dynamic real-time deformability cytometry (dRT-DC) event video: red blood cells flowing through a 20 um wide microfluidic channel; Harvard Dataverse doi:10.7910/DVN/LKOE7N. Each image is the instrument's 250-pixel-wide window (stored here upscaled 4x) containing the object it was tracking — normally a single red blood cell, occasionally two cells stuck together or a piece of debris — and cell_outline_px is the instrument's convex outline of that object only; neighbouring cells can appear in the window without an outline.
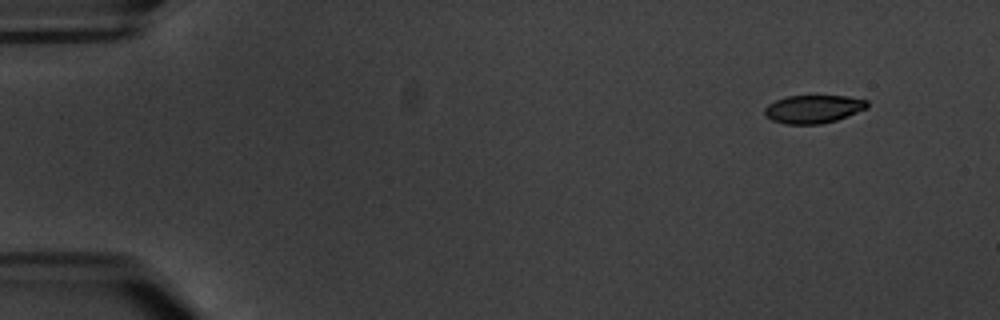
{"species": "common noctule bat (a hibernating species)", "species_latin": "Nyctalus noctula", "temperature_condition": "warm", "stored_images_in_passage": 9, "camera_frame_rate_fps": 3000, "um_per_image_px": 0.085, "animal": {"sex": "male", "body_mass_g": 20.1, "forearm_length_mm": 53.5}, "frame": {"image": 1, "passage_image": 1, "time_ms": 0.0, "image_size_px": [1000, 320], "cell_outline_px": [[868, 108], [836, 120], [820, 124], [784, 124], [772, 120], [764, 116], [764, 108], [768, 104], [784, 96], [848, 96], [868, 100]], "centroid_in_image_um": [69.11, 9.27], "position_along_channel_um": 15.9, "area_um2": 16.94}}
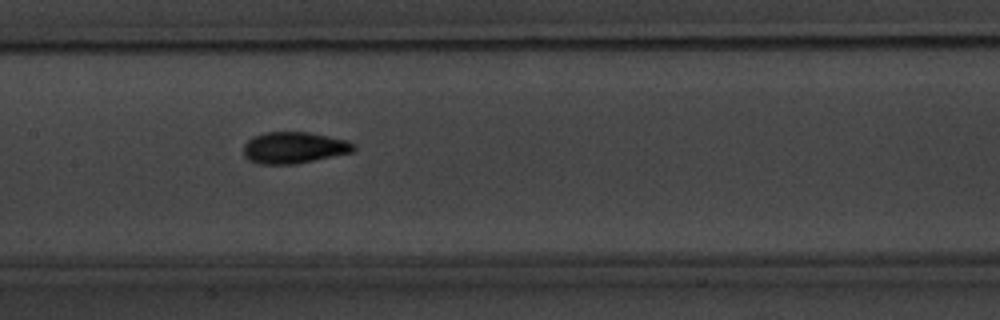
{"frame": {"image": 2, "passage_image": 8, "time_ms": 8.333, "image_size_px": [1000, 320], "cell_outline_px": [[356, 148], [352, 152], [296, 164], [260, 164], [248, 160], [244, 156], [244, 144], [252, 136], [264, 132], [308, 132], [348, 140], [356, 144]], "centroid_in_image_um": [24.98, 12.55], "position_along_channel_um": 182.4, "area_um2": 20.35}}
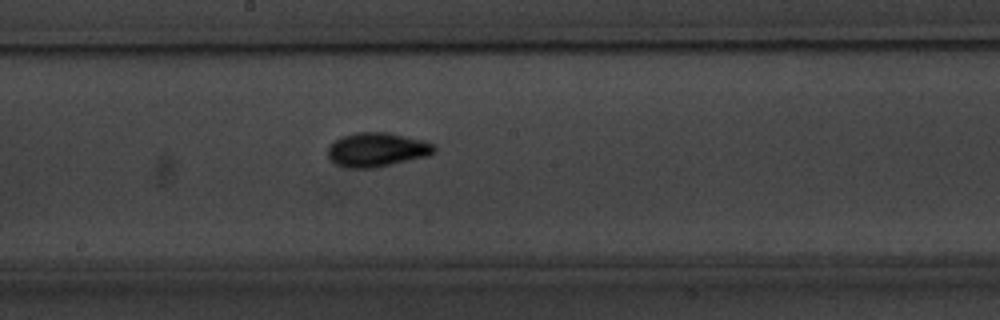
{"frame": {"image": 3, "passage_image": 9, "time_ms": 9.333, "image_size_px": [1000, 320], "cell_outline_px": [[436, 152], [428, 156], [376, 168], [348, 168], [336, 164], [328, 156], [328, 148], [340, 136], [356, 132], [388, 132], [424, 140], [436, 144]], "centroid_in_image_um": [32.09, 12.72], "position_along_channel_um": 216.1, "area_um2": 21.39}}